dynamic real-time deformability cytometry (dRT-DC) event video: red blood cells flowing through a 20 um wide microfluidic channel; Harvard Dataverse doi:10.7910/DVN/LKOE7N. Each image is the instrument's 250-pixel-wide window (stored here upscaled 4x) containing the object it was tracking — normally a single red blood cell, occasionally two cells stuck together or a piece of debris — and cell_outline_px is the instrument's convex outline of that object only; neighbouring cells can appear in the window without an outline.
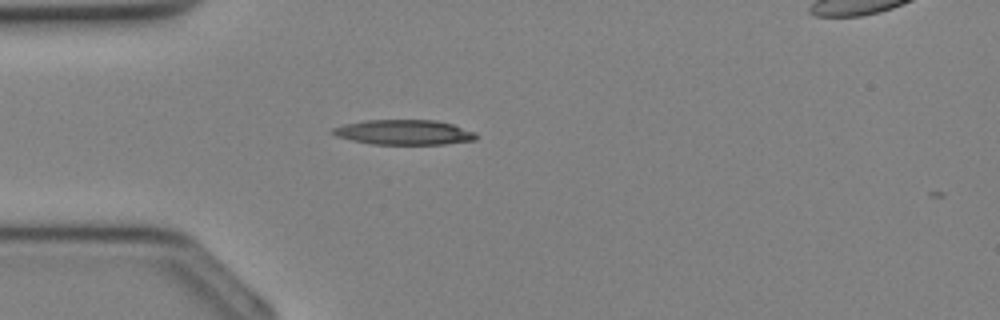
{"species": "Egyptian fruit bat (a non-hibernating species)", "species_latin": "Rousettus aegyptiacus", "temperature_condition": "cold", "stored_images_in_passage": 33, "segment_of_instrument_passage": [1, 2], "camera_frame_rate_fps": 3000, "um_per_image_px": 0.085, "animal": {"sex": "female"}, "frame": {"image": 1, "passage_image": 7, "time_ms": 2.0, "image_size_px": [1000, 320], "cell_outline_px": [[476, 140], [444, 144], [372, 144], [352, 140], [336, 136], [328, 132], [332, 128], [344, 124], [364, 120], [436, 120], [452, 124], [476, 132]], "centroid_in_image_um": [34.31, 11.24], "position_along_channel_um": 50.7, "area_um2": 20.92}}
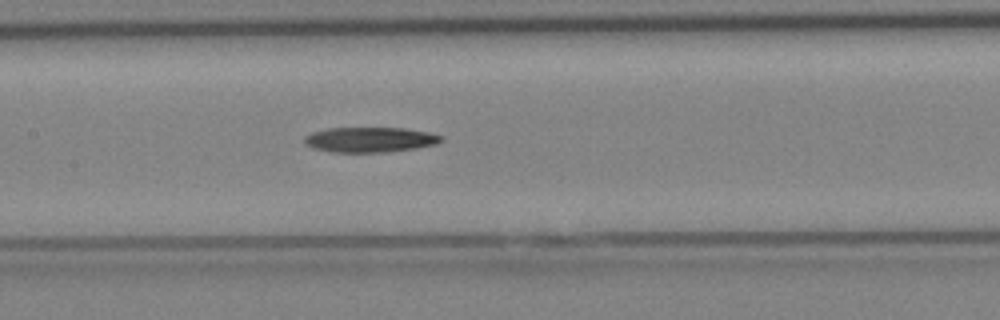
{"frame": {"image": 2, "passage_image": 14, "time_ms": 4.333, "image_size_px": [1000, 320], "cell_outline_px": [[444, 140], [436, 144], [416, 148], [384, 152], [332, 152], [312, 148], [304, 144], [304, 136], [312, 132], [328, 128], [404, 128], [428, 132], [444, 136]], "centroid_in_image_um": [31.44, 11.87], "position_along_channel_um": 176.0, "area_um2": 20.11}}
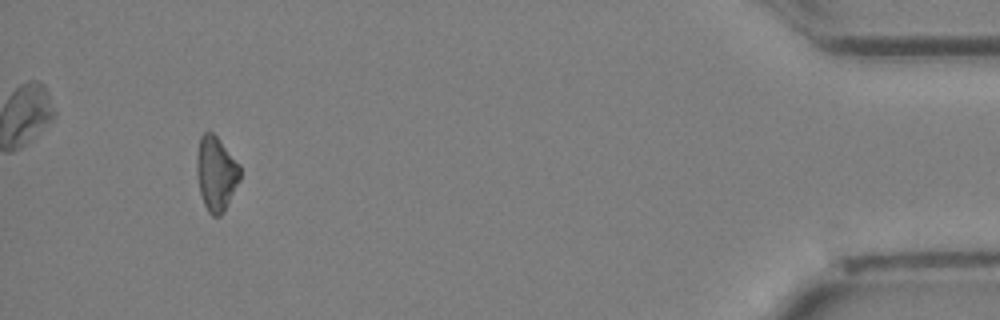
{"frame": {"image": 3, "passage_image": 30, "time_ms": 9.667, "image_size_px": [1000, 320], "cell_outline_px": [[240, 180], [224, 212], [220, 216], [212, 216], [208, 212], [204, 204], [200, 192], [196, 172], [196, 160], [200, 136], [204, 132], [212, 132], [220, 140], [240, 164]], "centroid_in_image_um": [18.37, 14.75], "position_along_channel_um": 416.8, "area_um2": 18.9}}